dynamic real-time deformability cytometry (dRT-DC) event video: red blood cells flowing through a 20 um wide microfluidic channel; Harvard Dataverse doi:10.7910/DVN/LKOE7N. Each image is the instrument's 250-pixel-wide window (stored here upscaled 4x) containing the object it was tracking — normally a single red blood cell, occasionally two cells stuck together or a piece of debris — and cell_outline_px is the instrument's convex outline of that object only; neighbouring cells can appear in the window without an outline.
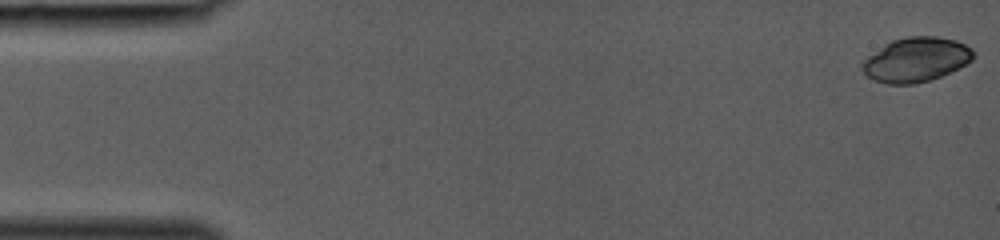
{"species": "common noctule bat (a hibernating species)", "species_latin": "Nyctalus noctula", "temperature_condition": "room temperature", "stored_images_in_passage": 39, "camera_frame_rate_fps": 3000, "um_per_image_px": 0.085, "animal": {"sex": "female", "body_mass_g": 19.0, "forearm_length_mm": 53.3}, "frame": {"image": 1, "passage_image": 1, "time_ms": 0.0, "image_size_px": [1000, 240], "cell_outline_px": [[976, 56], [972, 60], [940, 76], [916, 84], [888, 84], [876, 80], [868, 76], [860, 68], [860, 64], [868, 56], [884, 44], [892, 40], [908, 36], [936, 36], [956, 40], [972, 48], [976, 52]], "centroid_in_image_um": [77.86, 5.05], "position_along_channel_um": 7.1, "area_um2": 28.67}}
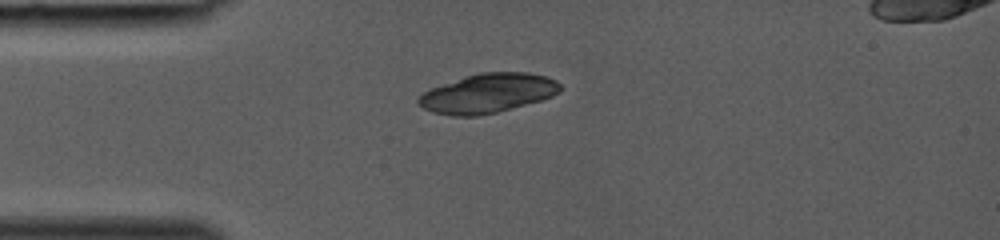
{"frame": {"image": 2, "passage_image": 11, "time_ms": 3.333, "image_size_px": [1000, 240], "cell_outline_px": [[560, 92], [552, 96], [540, 100], [496, 112], [476, 116], [452, 116], [432, 112], [424, 108], [416, 100], [424, 92], [432, 88], [464, 76], [480, 72], [528, 72], [548, 76], [556, 80], [560, 84]], "centroid_in_image_um": [41.48, 7.92], "position_along_channel_um": 43.5, "area_um2": 32.25}}
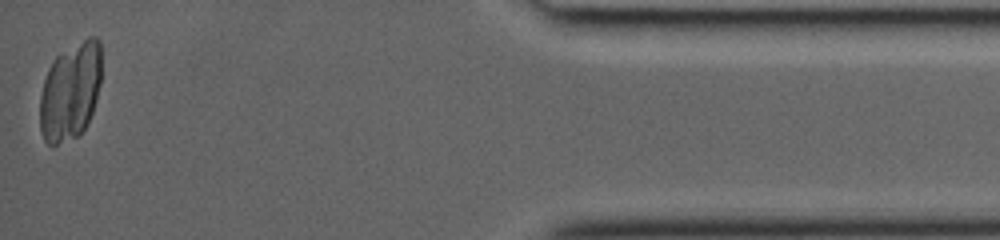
{"frame": {"image": 3, "passage_image": 39, "time_ms": 12.667, "image_size_px": [1000, 240], "cell_outline_px": [[100, 84], [96, 100], [92, 112], [80, 136], [52, 148], [44, 140], [40, 132], [40, 96], [44, 80], [48, 68], [52, 60], [56, 56], [88, 36], [96, 36], [100, 40]], "centroid_in_image_um": [5.96, 7.81], "position_along_channel_um": 429.2, "area_um2": 35.43}}